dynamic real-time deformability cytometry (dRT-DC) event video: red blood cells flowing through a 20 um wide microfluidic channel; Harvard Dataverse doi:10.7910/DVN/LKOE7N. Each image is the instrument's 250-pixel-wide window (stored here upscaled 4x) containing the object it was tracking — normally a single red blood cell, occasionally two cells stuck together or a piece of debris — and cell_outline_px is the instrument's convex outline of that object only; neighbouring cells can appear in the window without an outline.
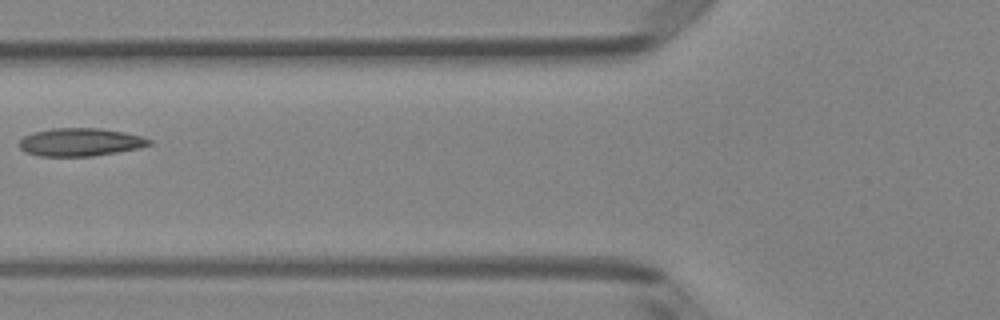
{"species": "Egyptian fruit bat (a non-hibernating species)", "species_latin": "Rousettus aegyptiacus", "temperature_condition": "room temperature", "stored_images_in_passage": 6, "camera_frame_rate_fps": 3000, "um_per_image_px": 0.085, "animal": {"sex": "female"}, "frame": {"image": 1, "passage_image": 5, "time_ms": 1.333, "image_size_px": [1000, 320], "cell_outline_px": [[152, 144], [140, 148], [92, 156], [40, 156], [24, 152], [20, 148], [20, 140], [24, 136], [32, 132], [52, 128], [100, 128], [124, 132], [140, 136], [152, 140]], "centroid_in_image_um": [6.81, 12.08], "position_along_channel_um": 119.0, "area_um2": 21.21}}
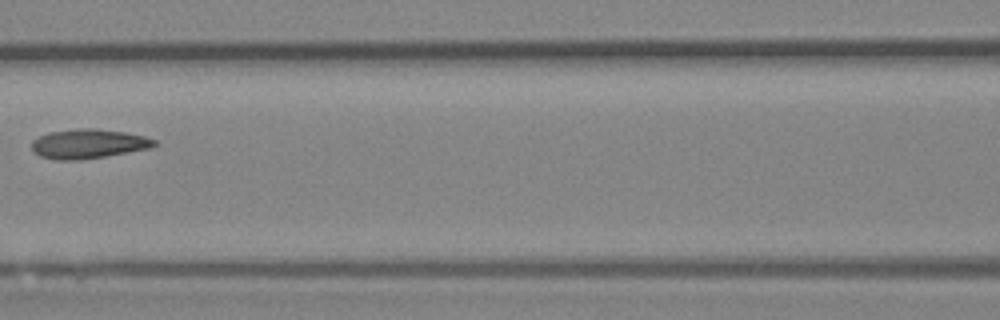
{"frame": {"image": 2, "passage_image": 6, "time_ms": 1.667, "image_size_px": [1000, 320], "cell_outline_px": [[160, 144], [148, 148], [128, 152], [80, 160], [56, 160], [40, 156], [32, 148], [32, 140], [48, 132], [76, 128], [96, 128], [124, 132], [144, 136], [156, 140]], "centroid_in_image_um": [7.51, 12.21], "position_along_channel_um": 159.1, "area_um2": 20.98}}